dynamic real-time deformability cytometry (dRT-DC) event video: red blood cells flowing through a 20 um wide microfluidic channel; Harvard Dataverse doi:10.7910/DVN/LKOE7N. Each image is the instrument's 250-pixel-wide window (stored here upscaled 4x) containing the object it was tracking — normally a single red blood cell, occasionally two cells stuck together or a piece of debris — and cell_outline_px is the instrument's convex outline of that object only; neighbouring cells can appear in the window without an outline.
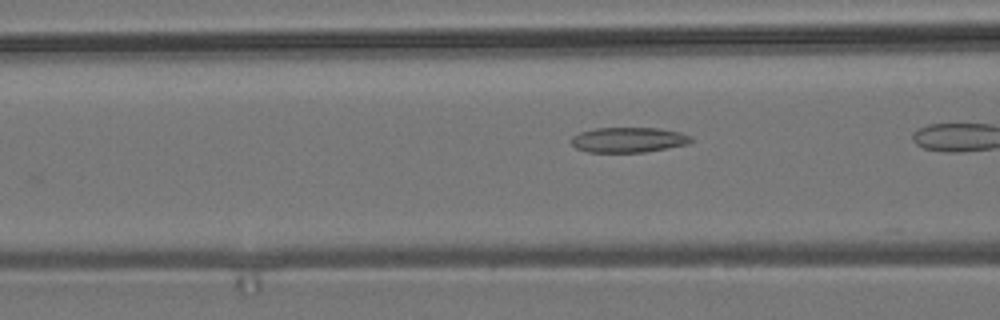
{"species": "common noctule bat (a hibernating species)", "species_latin": "Nyctalus noctula", "temperature_condition": "room temperature", "stored_images_in_passage": 17, "camera_frame_rate_fps": 3000, "um_per_image_px": 0.085, "animal": {"sex": "male", "body_mass_g": 19.2, "forearm_length_mm": 51.8}, "frame": {"image": 1, "passage_image": 8, "time_ms": 2.333, "image_size_px": [1000, 320], "cell_outline_px": [[692, 140], [688, 144], [644, 152], [588, 152], [576, 148], [572, 144], [572, 136], [580, 132], [596, 128], [660, 128], [680, 132], [692, 136]], "centroid_in_image_um": [53.43, 11.88], "position_along_channel_um": 113.2, "area_um2": 17.51}}